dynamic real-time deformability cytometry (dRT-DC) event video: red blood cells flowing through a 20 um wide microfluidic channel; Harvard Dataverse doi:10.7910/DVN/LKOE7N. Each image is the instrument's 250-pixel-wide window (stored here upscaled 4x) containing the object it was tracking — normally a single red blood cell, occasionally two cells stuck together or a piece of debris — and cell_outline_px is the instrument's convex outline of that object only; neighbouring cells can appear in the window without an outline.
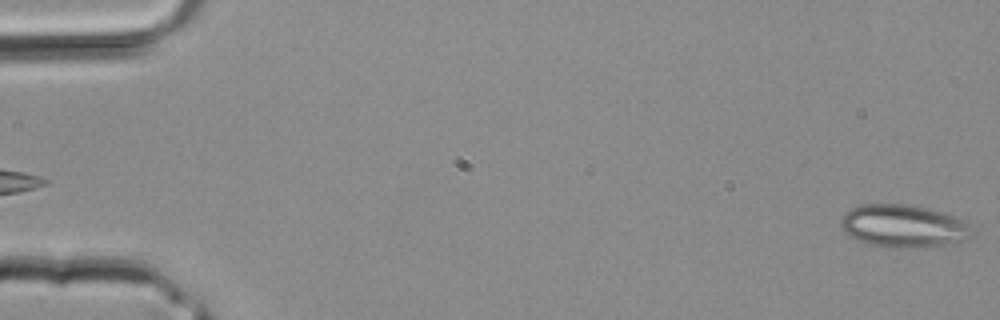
{"species": "common noctule bat (a hibernating species)", "species_latin": "Nyctalus noctula", "temperature_condition": "room temperature", "stored_images_in_passage": 3, "segment_of_instrument_passage": [2, 2], "camera_frame_rate_fps": 3000, "um_per_image_px": 0.085, "animal": {"sex": "male", "body_mass_g": 20.4}, "frame": {"image": 1, "passage_image": 3, "time_ms": 0.667, "image_size_px": [1000, 320], "cell_outline_px": [[968, 236], [964, 240], [944, 244], [916, 248], [888, 248], [868, 244], [856, 240], [844, 232], [840, 224], [840, 216], [844, 212], [860, 204], [908, 204], [944, 212], [968, 224]], "centroid_in_image_um": [76.66, 19.21], "position_along_channel_um": 8.3, "area_um2": 32.48}}